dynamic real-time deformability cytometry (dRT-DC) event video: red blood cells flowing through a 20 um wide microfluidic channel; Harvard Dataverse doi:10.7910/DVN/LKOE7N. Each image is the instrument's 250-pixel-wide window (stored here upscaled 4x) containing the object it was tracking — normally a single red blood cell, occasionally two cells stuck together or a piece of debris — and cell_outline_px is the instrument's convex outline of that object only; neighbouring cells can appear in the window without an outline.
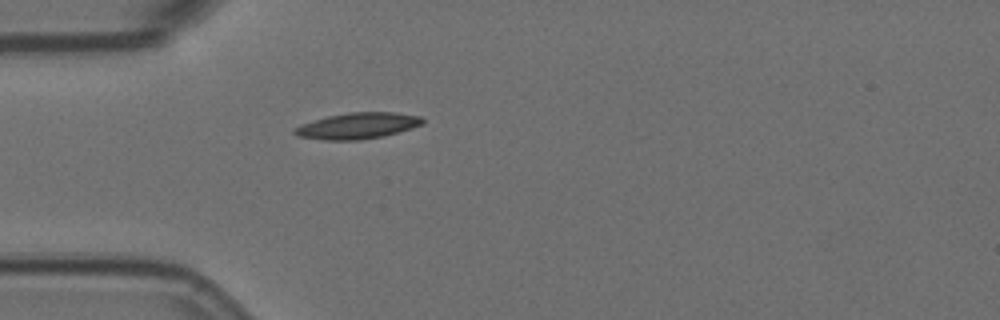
{"species": "Egyptian fruit bat (a non-hibernating species)", "species_latin": "Rousettus aegyptiacus", "temperature_condition": "room temperature", "stored_images_in_passage": 5, "camera_frame_rate_fps": 3000, "um_per_image_px": 0.085, "animal": {"sex": "female"}, "frame": {"image": 1, "passage_image": 5, "time_ms": 1.333, "image_size_px": [1000, 320], "cell_outline_px": [[424, 124], [384, 136], [360, 140], [324, 140], [296, 136], [292, 132], [296, 128], [304, 124], [328, 116], [352, 112], [396, 112], [420, 116], [424, 120]], "centroid_in_image_um": [30.43, 10.7], "position_along_channel_um": 54.6, "area_um2": 19.31}}